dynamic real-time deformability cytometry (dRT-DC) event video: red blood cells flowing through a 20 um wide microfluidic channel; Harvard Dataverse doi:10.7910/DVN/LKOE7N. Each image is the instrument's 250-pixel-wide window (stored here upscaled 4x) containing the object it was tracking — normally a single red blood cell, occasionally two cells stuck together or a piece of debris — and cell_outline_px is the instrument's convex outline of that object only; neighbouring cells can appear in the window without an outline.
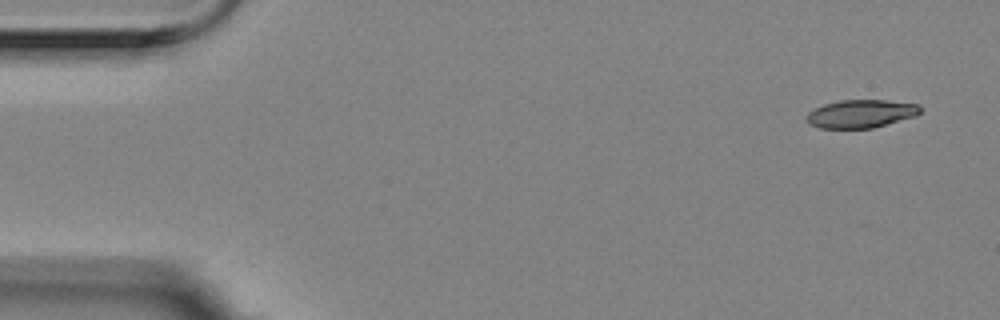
{"species": "Egyptian fruit bat (a non-hibernating species)", "species_latin": "Rousettus aegyptiacus", "temperature_condition": "room temperature", "stored_images_in_passage": 6, "segment_of_instrument_passage": [2, 2], "camera_frame_rate_fps": 3000, "um_per_image_px": 0.085, "animal": {"sex": "female"}, "frame": {"image": 1, "passage_image": 6, "time_ms": 1.667, "image_size_px": [1000, 320], "cell_outline_px": [[920, 112], [916, 116], [872, 128], [820, 128], [808, 124], [804, 120], [804, 116], [808, 112], [824, 104], [840, 100], [884, 100], [920, 104]], "centroid_in_image_um": [73.14, 9.67], "position_along_channel_um": 11.9, "area_um2": 18.73}}